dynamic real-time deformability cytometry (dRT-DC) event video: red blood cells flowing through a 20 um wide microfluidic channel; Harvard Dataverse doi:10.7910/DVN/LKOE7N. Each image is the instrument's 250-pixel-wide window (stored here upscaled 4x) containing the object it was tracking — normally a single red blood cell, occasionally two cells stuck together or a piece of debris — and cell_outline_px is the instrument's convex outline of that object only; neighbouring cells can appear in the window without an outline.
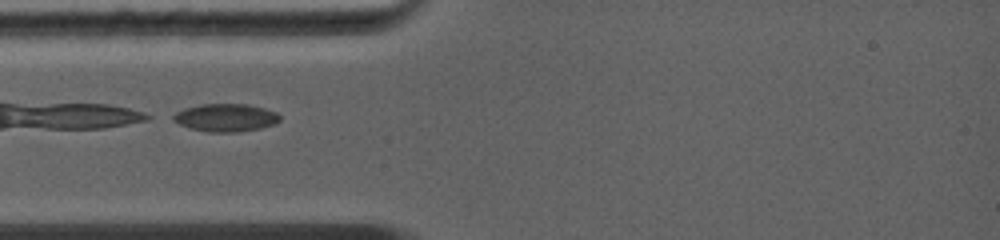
{"species": "common noctule bat (a hibernating species)", "species_latin": "Nyctalus noctula", "temperature_condition": "warm", "stored_images_in_passage": 22, "camera_frame_rate_fps": 5000, "um_per_image_px": 0.085, "animal": {"sex": "female", "body_mass_g": 19.0, "forearm_length_mm": 56.7}, "frame": {"image": 1, "passage_image": 1, "time_ms": 0.0, "image_size_px": [1000, 240], "cell_outline_px": [[280, 120], [272, 124], [260, 128], [240, 132], [208, 132], [188, 128], [172, 120], [168, 116], [184, 108], [204, 104], [248, 104], [264, 108], [276, 112], [280, 116]], "centroid_in_image_um": [19.13, 10.0], "position_along_channel_um": 65.9, "area_um2": 17.4}}
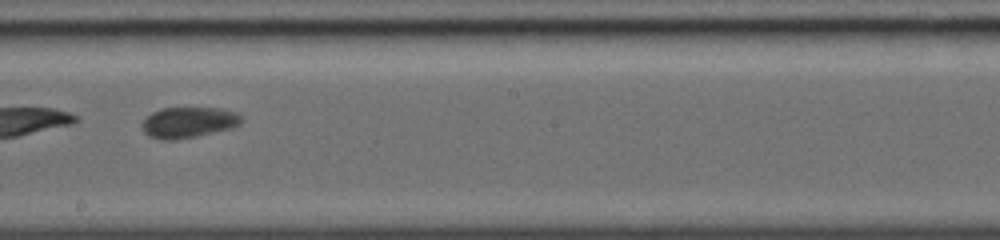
{"frame": {"image": 2, "passage_image": 11, "time_ms": 3.8, "image_size_px": [1000, 240], "cell_outline_px": [[240, 124], [232, 128], [196, 136], [176, 140], [160, 140], [148, 136], [144, 132], [144, 120], [152, 112], [164, 108], [220, 108], [236, 112], [240, 116]], "centroid_in_image_um": [16.02, 10.41], "position_along_channel_um": 232.2, "area_um2": 17.63}}
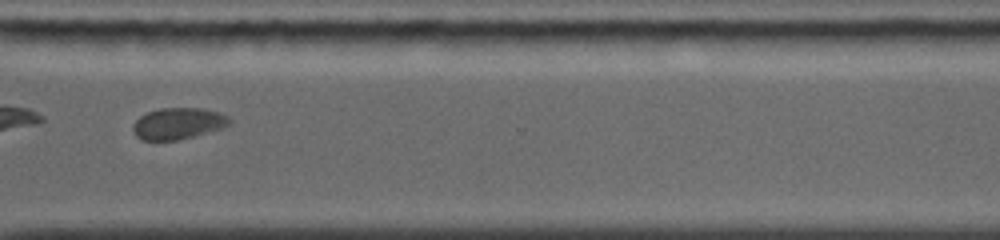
{"frame": {"image": 3, "passage_image": 18, "time_ms": 6.6, "image_size_px": [1000, 240], "cell_outline_px": [[228, 124], [224, 128], [180, 140], [140, 140], [136, 136], [132, 128], [136, 120], [140, 116], [148, 112], [160, 108], [200, 108], [220, 112], [228, 116]], "centroid_in_image_um": [15.13, 10.5], "position_along_channel_um": 355.5, "area_um2": 17.69}}